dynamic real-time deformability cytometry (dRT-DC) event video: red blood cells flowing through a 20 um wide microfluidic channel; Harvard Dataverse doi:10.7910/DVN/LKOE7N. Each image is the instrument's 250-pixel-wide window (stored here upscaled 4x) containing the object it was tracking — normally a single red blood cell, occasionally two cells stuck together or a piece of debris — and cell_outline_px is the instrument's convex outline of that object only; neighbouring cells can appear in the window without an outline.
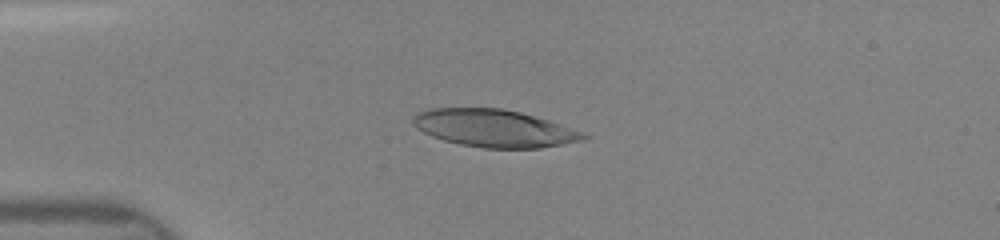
{"species": "human", "species_latin": "Homo sapiens", "temperature_condition": "room temperature", "stored_images_in_passage": 71, "camera_frame_rate_fps": 3000, "um_per_image_px": 0.085, "donor": {"sex": "female"}, "frame": {"image": 1, "passage_image": 22, "time_ms": 3.667, "image_size_px": [1000, 240], "cell_outline_px": [[592, 136], [584, 140], [540, 148], [484, 148], [460, 144], [444, 140], [432, 136], [416, 128], [412, 124], [412, 120], [416, 112], [428, 108], [500, 108], [520, 112], [548, 120]], "centroid_in_image_um": [41.97, 10.9], "position_along_channel_um": 43.0, "area_um2": 37.11}}
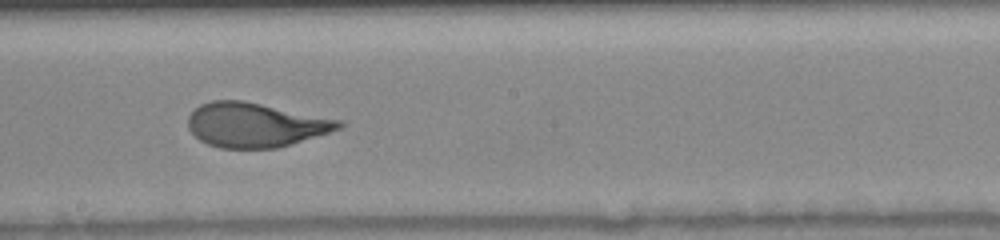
{"frame": {"image": 2, "passage_image": 46, "time_ms": 8.667, "image_size_px": [1000, 240], "cell_outline_px": [[344, 124], [340, 128], [328, 132], [276, 148], [220, 148], [208, 144], [200, 140], [188, 128], [188, 116], [200, 104], [212, 100], [244, 100], [344, 120]], "centroid_in_image_um": [21.7, 10.6], "position_along_channel_um": 226.5, "area_um2": 38.9}}
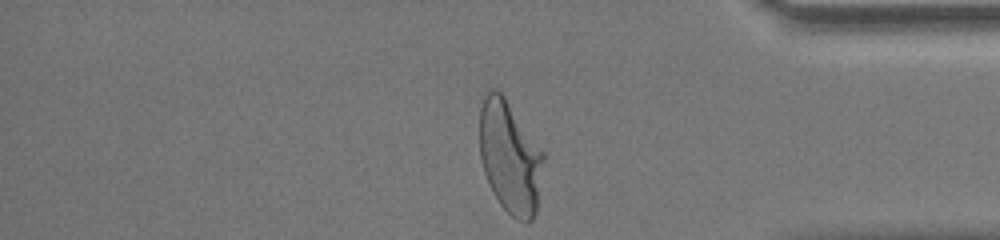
{"frame": {"image": 3, "passage_image": 71, "time_ms": 13.0, "image_size_px": [1000, 240], "cell_outline_px": [[544, 160], [536, 212], [532, 220], [528, 224], [524, 224], [516, 220], [500, 204], [488, 184], [484, 172], [480, 156], [480, 108], [484, 96], [492, 88], [496, 88], [504, 96], [544, 152]], "centroid_in_image_um": [43.35, 13.39], "position_along_channel_um": 391.9, "area_um2": 41.96}}